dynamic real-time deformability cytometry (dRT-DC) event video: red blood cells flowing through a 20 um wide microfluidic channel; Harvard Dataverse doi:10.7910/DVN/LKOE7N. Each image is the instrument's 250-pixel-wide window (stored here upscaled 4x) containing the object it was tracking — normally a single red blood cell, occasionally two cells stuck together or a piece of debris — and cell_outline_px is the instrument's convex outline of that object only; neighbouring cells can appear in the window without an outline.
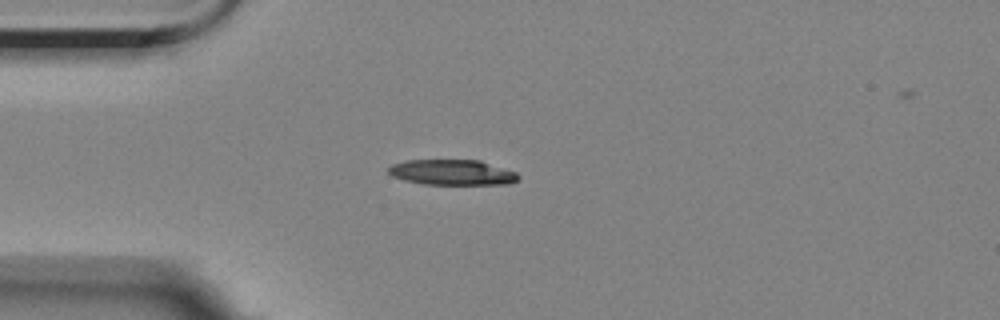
{"species": "Egyptian fruit bat (a non-hibernating species)", "species_latin": "Rousettus aegyptiacus", "temperature_condition": "room temperature", "stored_images_in_passage": 1, "camera_frame_rate_fps": 3000, "um_per_image_px": 0.085, "animal": {"sex": "female"}, "frame": {"image": 1, "passage_image": 1, "time_ms": 0.0, "image_size_px": [1000, 320], "cell_outline_px": [[520, 176], [516, 180], [508, 184], [424, 184], [404, 180], [392, 176], [388, 172], [388, 168], [392, 164], [404, 160], [480, 160], [516, 172]], "centroid_in_image_um": [38.41, 14.64], "position_along_channel_um": 46.6, "area_um2": 19.19}}